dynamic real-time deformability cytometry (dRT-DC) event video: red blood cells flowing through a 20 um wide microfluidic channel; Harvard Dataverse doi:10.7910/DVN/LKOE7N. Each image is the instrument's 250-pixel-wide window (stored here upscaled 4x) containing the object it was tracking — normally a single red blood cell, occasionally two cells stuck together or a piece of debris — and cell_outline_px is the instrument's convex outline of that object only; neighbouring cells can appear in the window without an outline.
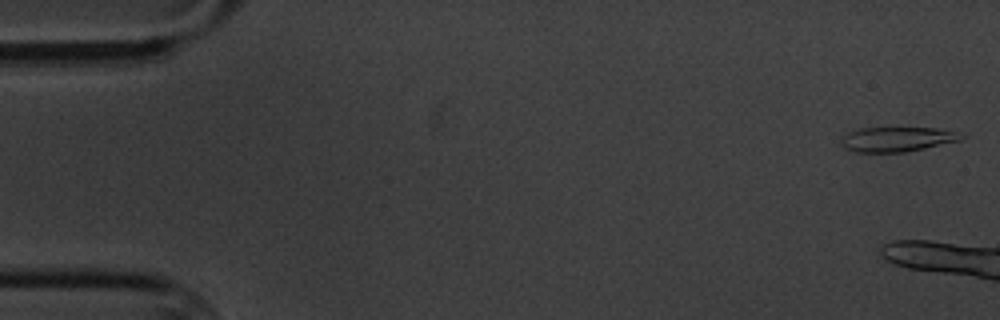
{"species": "common noctule bat (a hibernating species)", "species_latin": "Nyctalus noctula", "temperature_condition": "cold", "stored_images_in_passage": 4, "camera_frame_rate_fps": 3000, "um_per_image_px": 0.085, "animal": {"sex": "male", "body_mass_g": 20.1, "forearm_length_mm": 53.5}, "frame": {"image": 1, "passage_image": 1, "time_ms": 0.0, "image_size_px": [1000, 320], "cell_outline_px": [[968, 136], [960, 140], [924, 148], [904, 152], [856, 152], [844, 148], [840, 144], [840, 136], [848, 132], [860, 128], [936, 128], [968, 132]], "centroid_in_image_um": [76.3, 11.82], "position_along_channel_um": 8.7, "area_um2": 17.69}}